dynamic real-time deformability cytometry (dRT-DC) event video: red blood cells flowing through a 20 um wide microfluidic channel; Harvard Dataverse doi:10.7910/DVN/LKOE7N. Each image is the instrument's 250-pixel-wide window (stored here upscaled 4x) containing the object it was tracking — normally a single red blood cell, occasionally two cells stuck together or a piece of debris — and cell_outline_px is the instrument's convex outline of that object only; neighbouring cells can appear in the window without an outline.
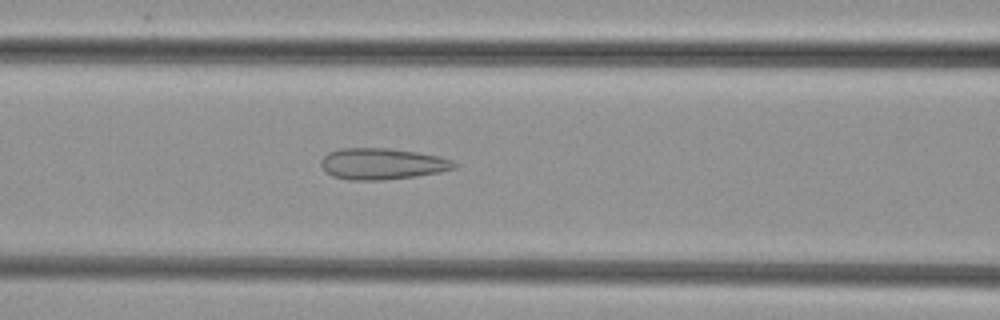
{"species": "common noctule bat (a hibernating species)", "species_latin": "Nyctalus noctula", "temperature_condition": "cold", "stored_images_in_passage": 35, "camera_frame_rate_fps": 3000, "um_per_image_px": 0.085, "animal": {"sex": "female", "body_mass_g": 29.2, "forearm_length_mm": 56.3}, "frame": {"image": 1, "passage_image": 11, "time_ms": 3.333, "image_size_px": [1000, 320], "cell_outline_px": [[460, 164], [456, 168], [440, 172], [416, 176], [380, 180], [348, 180], [332, 176], [324, 172], [320, 164], [320, 160], [328, 152], [340, 148], [388, 148], [416, 152], [440, 156], [452, 160]], "centroid_in_image_um": [32.47, 13.92], "position_along_channel_um": 134.1, "area_um2": 24.57}}
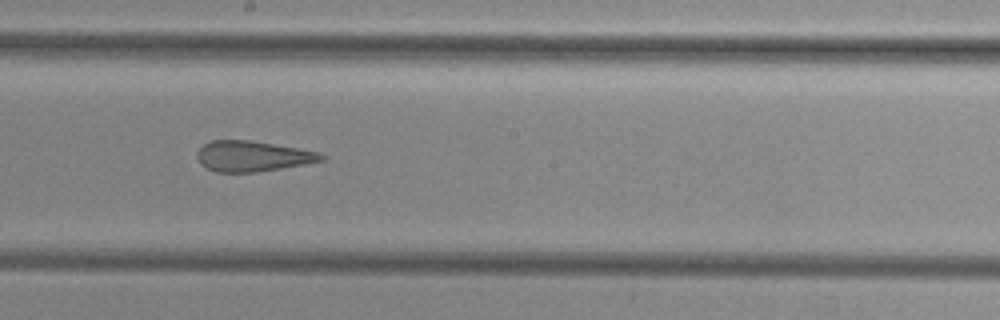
{"frame": {"image": 2, "passage_image": 18, "time_ms": 5.667, "image_size_px": [1000, 320], "cell_outline_px": [[328, 156], [324, 160], [304, 164], [256, 172], [216, 172], [200, 164], [196, 156], [196, 152], [204, 144], [212, 140], [248, 140], [296, 148], [316, 152]], "centroid_in_image_um": [21.43, 13.28], "position_along_channel_um": 226.8, "area_um2": 21.85}}
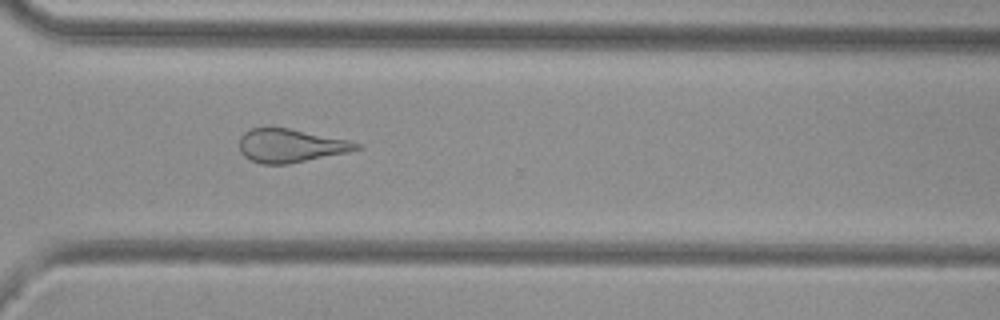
{"frame": {"image": 3, "passage_image": 27, "time_ms": 8.667, "image_size_px": [1000, 320], "cell_outline_px": [[364, 148], [348, 152], [288, 164], [260, 164], [244, 156], [240, 152], [240, 136], [244, 132], [252, 128], [288, 128], [352, 140], [360, 144]], "centroid_in_image_um": [24.74, 12.38], "position_along_channel_um": 345.9, "area_um2": 22.89}}